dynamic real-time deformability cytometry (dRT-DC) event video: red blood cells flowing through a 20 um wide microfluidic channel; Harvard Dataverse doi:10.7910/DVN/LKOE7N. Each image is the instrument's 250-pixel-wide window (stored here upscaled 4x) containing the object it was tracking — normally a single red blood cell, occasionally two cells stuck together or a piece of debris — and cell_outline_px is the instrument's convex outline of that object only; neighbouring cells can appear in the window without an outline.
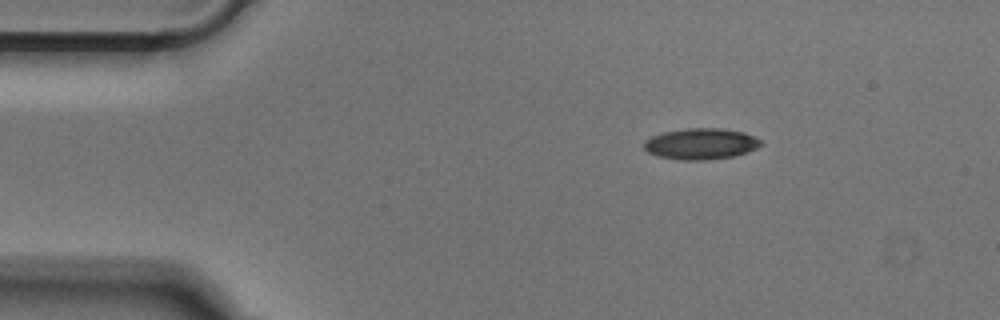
{"species": "Egyptian fruit bat (a non-hibernating species)", "species_latin": "Rousettus aegyptiacus", "temperature_condition": "cold", "stored_images_in_passage": 44, "camera_frame_rate_fps": 3000, "um_per_image_px": 0.085, "animal": {"sex": "male"}, "frame": {"image": 1, "passage_image": 1, "time_ms": 0.0, "image_size_px": [1000, 320], "cell_outline_px": [[764, 144], [756, 148], [732, 156], [708, 160], [680, 160], [656, 156], [648, 152], [644, 148], [644, 140], [652, 136], [664, 132], [688, 128], [720, 128], [744, 132], [760, 140]], "centroid_in_image_um": [59.54, 12.23], "position_along_channel_um": 25.5, "area_um2": 21.1}}
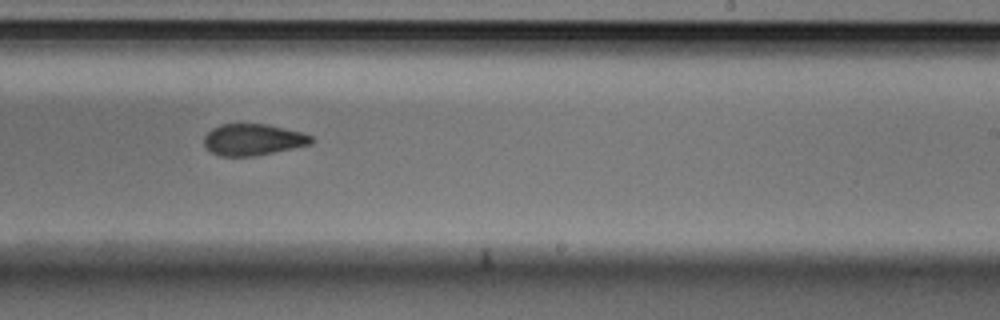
{"frame": {"image": 2, "passage_image": 24, "time_ms": 7.667, "image_size_px": [1000, 320], "cell_outline_px": [[316, 140], [312, 144], [256, 156], [220, 156], [212, 152], [204, 144], [204, 136], [212, 128], [220, 124], [268, 124], [300, 132], [312, 136]], "centroid_in_image_um": [21.53, 11.87], "position_along_channel_um": 267.5, "area_um2": 19.71}}
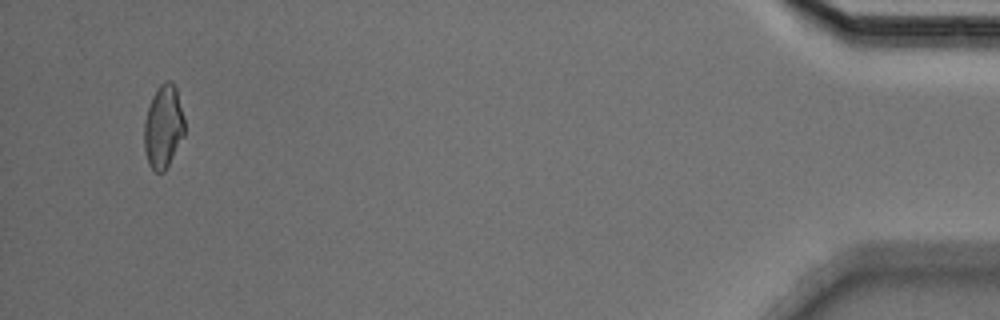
{"frame": {"image": 3, "passage_image": 42, "time_ms": 13.667, "image_size_px": [1000, 320], "cell_outline_px": [[184, 136], [164, 172], [156, 172], [148, 164], [144, 148], [144, 124], [148, 108], [152, 96], [156, 88], [164, 80], [172, 80], [176, 88], [184, 116]], "centroid_in_image_um": [13.88, 10.74], "position_along_channel_um": 421.3, "area_um2": 19.65}}